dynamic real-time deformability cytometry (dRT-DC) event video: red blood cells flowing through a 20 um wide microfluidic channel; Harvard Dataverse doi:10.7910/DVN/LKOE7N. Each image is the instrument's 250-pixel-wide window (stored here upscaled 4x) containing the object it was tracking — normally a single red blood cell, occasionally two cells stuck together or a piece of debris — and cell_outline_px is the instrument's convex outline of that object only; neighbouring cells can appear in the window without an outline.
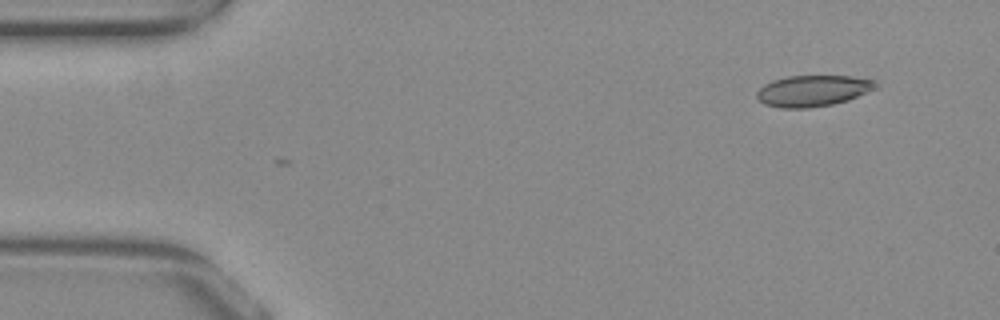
{"species": "common noctule bat (a hibernating species)", "species_latin": "Nyctalus noctula", "temperature_condition": "warm", "stored_images_in_passage": 48, "camera_frame_rate_fps": 3000, "um_per_image_px": 0.085, "animal": {"sex": "female", "body_mass_g": 29.2, "forearm_length_mm": 56.3}, "frame": {"image": 1, "passage_image": 1, "time_ms": 0.0, "image_size_px": [1000, 320], "cell_outline_px": [[880, 84], [876, 88], [848, 100], [832, 104], [808, 108], [780, 108], [764, 104], [756, 96], [756, 92], [764, 84], [772, 80], [788, 76], [852, 76], [876, 80]], "centroid_in_image_um": [69.1, 7.71], "position_along_channel_um": 15.9, "area_um2": 21.68}}
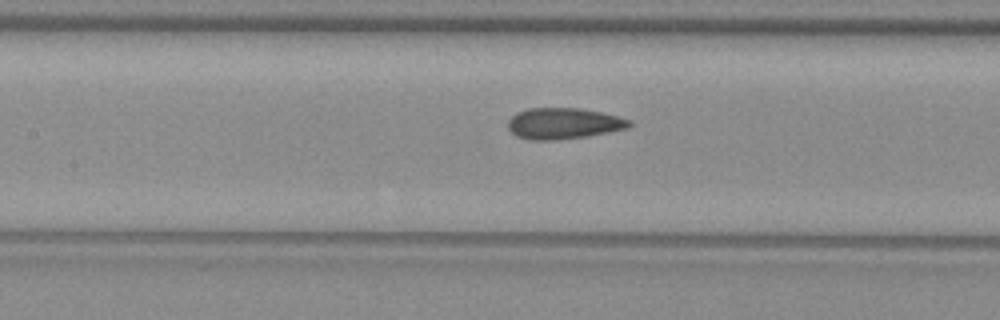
{"frame": {"image": 2, "passage_image": 20, "time_ms": 6.333, "image_size_px": [1000, 320], "cell_outline_px": [[632, 124], [628, 128], [588, 136], [556, 140], [528, 140], [516, 136], [508, 128], [508, 120], [516, 112], [528, 108], [580, 108], [600, 112], [632, 120]], "centroid_in_image_um": [47.88, 10.5], "position_along_channel_um": 159.5, "area_um2": 22.08}}
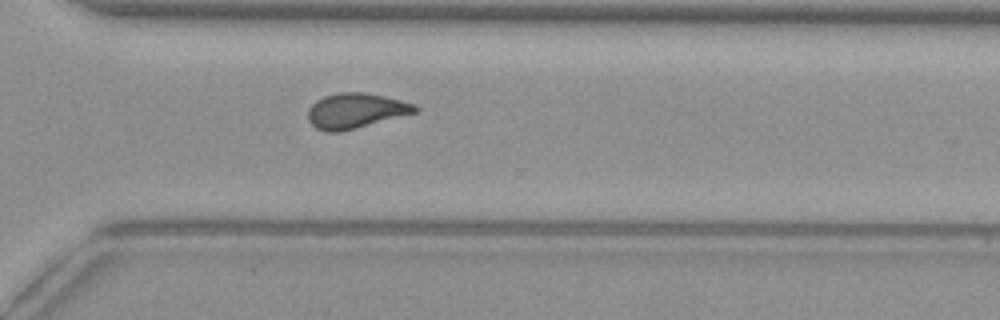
{"frame": {"image": 3, "passage_image": 34, "time_ms": 11.0, "image_size_px": [1000, 320], "cell_outline_px": [[420, 108], [416, 112], [340, 132], [324, 132], [316, 128], [308, 120], [308, 108], [316, 100], [324, 96], [340, 92], [364, 92], [384, 96], [416, 104]], "centroid_in_image_um": [30.21, 9.41], "position_along_channel_um": 340.4, "area_um2": 21.85}, "authors_computed_cell_mechanics": {"area_um2": 21.9062, "velocity_mm_per_s": 3.8827, "shape_relaxation_time_tau1_ms": null, "shape_relaxation_time_tau2_ms": 1.4457, "deformation_change_tau1": null, "deformation_change_tau2": 0.0665}}